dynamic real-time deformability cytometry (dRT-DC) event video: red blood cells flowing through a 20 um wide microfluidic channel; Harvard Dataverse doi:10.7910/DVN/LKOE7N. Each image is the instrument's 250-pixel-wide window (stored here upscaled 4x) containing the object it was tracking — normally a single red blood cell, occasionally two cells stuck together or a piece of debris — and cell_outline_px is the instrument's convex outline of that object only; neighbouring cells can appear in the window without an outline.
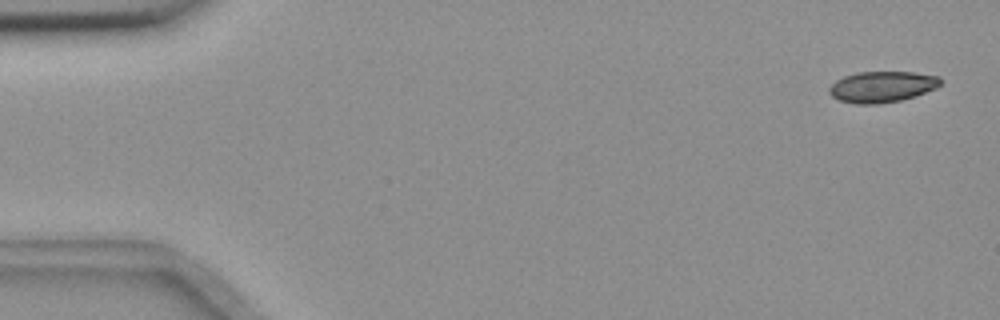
{"species": "common noctule bat (a hibernating species)", "species_latin": "Nyctalus noctula", "temperature_condition": "room temperature", "stored_images_in_passage": 5, "camera_frame_rate_fps": 3000, "um_per_image_px": 0.085, "animal": {"sex": "female", "body_mass_g": 18.4}, "frame": {"image": 1, "passage_image": 1, "time_ms": 0.0, "image_size_px": [1000, 320], "cell_outline_px": [[944, 80], [936, 88], [916, 96], [900, 100], [880, 104], [856, 104], [840, 100], [832, 96], [828, 92], [828, 88], [836, 80], [844, 76], [860, 72], [916, 72], [940, 76]], "centroid_in_image_um": [75.01, 7.37], "position_along_channel_um": 10.0, "area_um2": 20.29}}